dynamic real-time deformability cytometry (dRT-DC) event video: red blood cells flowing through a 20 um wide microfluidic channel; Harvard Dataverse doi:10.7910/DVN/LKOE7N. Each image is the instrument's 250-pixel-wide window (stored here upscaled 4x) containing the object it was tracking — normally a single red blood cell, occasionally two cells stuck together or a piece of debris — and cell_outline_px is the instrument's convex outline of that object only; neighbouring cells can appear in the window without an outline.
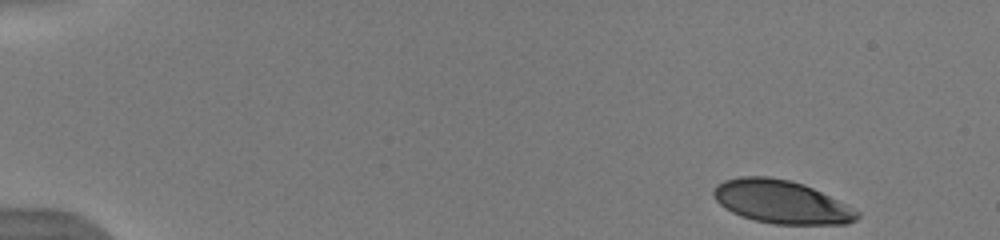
{"species": "human", "species_latin": "Homo sapiens", "temperature_condition": "warm", "stored_images_in_passage": 36, "camera_frame_rate_fps": 3000, "um_per_image_px": 0.085, "donor": {"sex": "male"}, "frame": {"image": 1, "passage_image": 1, "time_ms": 0.0, "image_size_px": [1000, 240], "cell_outline_px": [[860, 216], [856, 220], [848, 224], [776, 224], [756, 220], [740, 216], [724, 208], [712, 196], [712, 192], [716, 184], [724, 180], [740, 176], [768, 176], [792, 180], [804, 184], [848, 204], [860, 212]], "centroid_in_image_um": [66.42, 17.15], "position_along_channel_um": 18.6, "area_um2": 36.47}}
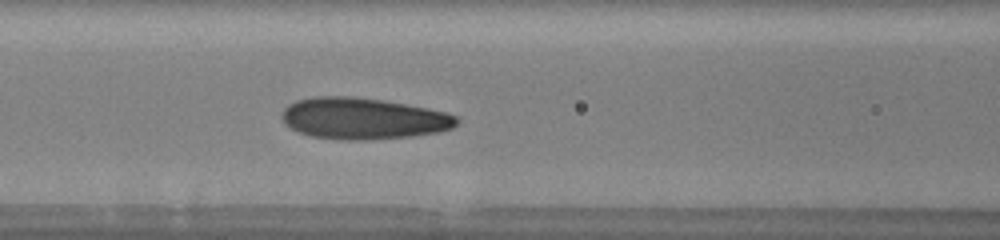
{"frame": {"image": 2, "passage_image": 19, "time_ms": 6.0, "image_size_px": [1000, 240], "cell_outline_px": [[460, 120], [452, 128], [436, 132], [412, 136], [368, 140], [348, 140], [312, 136], [300, 132], [284, 124], [280, 116], [284, 108], [288, 104], [296, 100], [312, 96], [352, 96], [384, 100], [428, 108], [448, 112], [456, 116]], "centroid_in_image_um": [30.85, 10.06], "position_along_channel_um": 135.7, "area_um2": 42.43}}
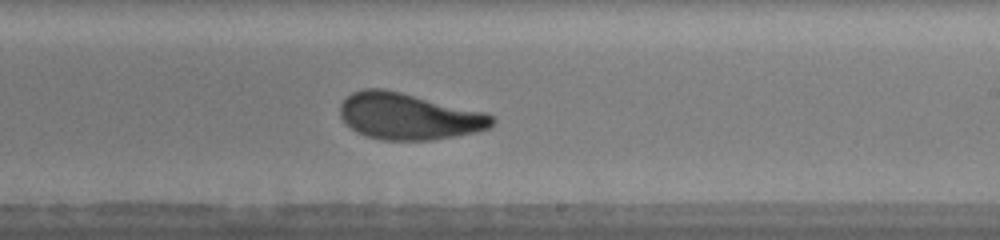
{"frame": {"image": 3, "passage_image": 27, "time_ms": 8.667, "image_size_px": [1000, 240], "cell_outline_px": [[496, 120], [492, 128], [476, 132], [456, 136], [432, 140], [384, 140], [368, 136], [356, 132], [340, 116], [340, 104], [352, 92], [364, 88], [384, 88], [488, 112]], "centroid_in_image_um": [34.8, 9.88], "position_along_channel_um": 254.2, "area_um2": 41.5}, "authors_computed_cell_mechanics": {"area_um2": 40.5756, "velocity_mm_per_s": 3.9986, "shape_relaxation_time_tau1_ms": 9.5663, "shape_relaxation_time_tau2_ms": 1.15, "deformation_change_tau1": 0.3066, "deformation_change_tau2": 0.083}}